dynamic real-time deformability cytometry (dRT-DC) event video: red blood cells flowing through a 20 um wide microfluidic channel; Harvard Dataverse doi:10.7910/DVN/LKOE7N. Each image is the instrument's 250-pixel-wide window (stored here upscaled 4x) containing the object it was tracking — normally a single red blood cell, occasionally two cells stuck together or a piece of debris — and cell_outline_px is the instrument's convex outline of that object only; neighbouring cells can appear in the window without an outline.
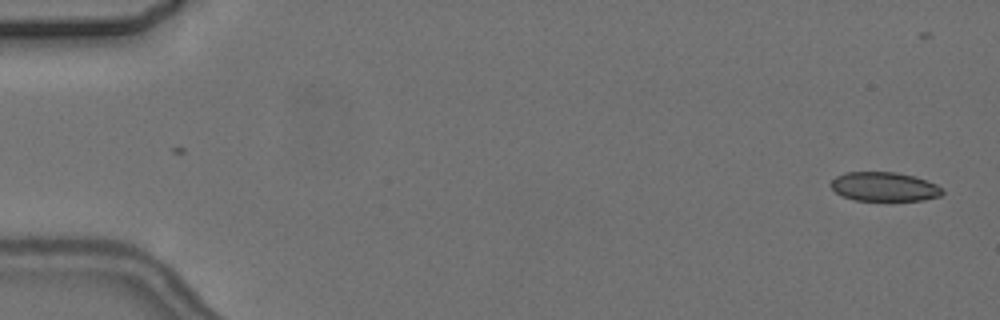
{"species": "common noctule bat (a hibernating species)", "species_latin": "Nyctalus noctula", "temperature_condition": "cold", "stored_images_in_passage": 8, "camera_frame_rate_fps": 3000, "um_per_image_px": 0.085, "animal": {"sex": "female", "body_mass_g": 24.6, "forearm_length_mm": 56.2}, "frame": {"image": 1, "passage_image": 1, "time_ms": 0.0, "image_size_px": [1000, 320], "cell_outline_px": [[944, 192], [940, 196], [924, 200], [856, 200], [840, 196], [828, 184], [836, 176], [844, 172], [896, 172], [912, 176], [936, 184], [944, 188]], "centroid_in_image_um": [75.14, 15.87], "position_along_channel_um": 9.9, "area_um2": 18.96}}
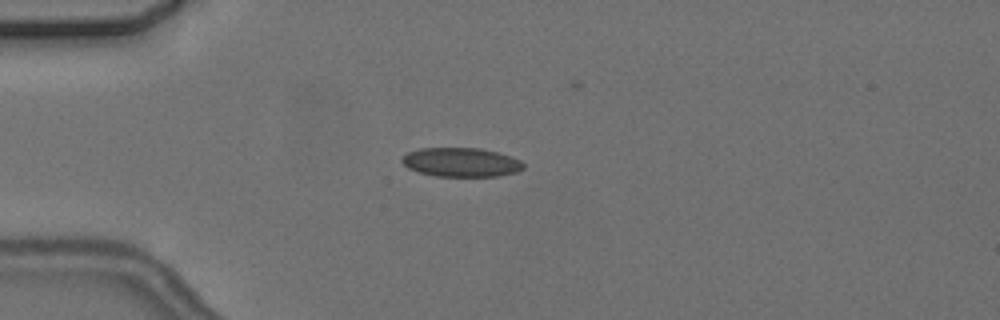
{"frame": {"image": 2, "passage_image": 4, "time_ms": 4.333, "image_size_px": [1000, 320], "cell_outline_px": [[524, 168], [516, 172], [496, 176], [436, 176], [420, 172], [408, 168], [400, 160], [400, 156], [408, 152], [420, 148], [480, 148], [512, 156], [520, 160], [524, 164]], "centroid_in_image_um": [39.18, 13.78], "position_along_channel_um": 45.8, "area_um2": 20.58}}
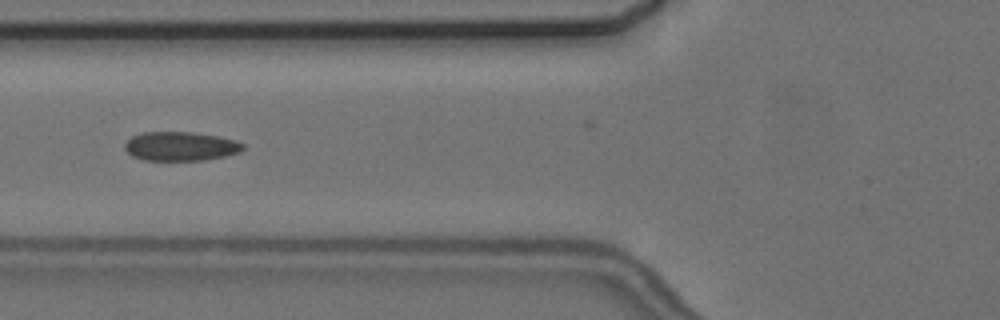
{"frame": {"image": 3, "passage_image": 6, "time_ms": 6.667, "image_size_px": [1000, 320], "cell_outline_px": [[244, 148], [240, 152], [224, 156], [204, 160], [144, 160], [132, 156], [124, 148], [124, 144], [132, 136], [144, 132], [192, 132], [220, 136], [236, 140], [244, 144]], "centroid_in_image_um": [15.36, 12.43], "position_along_channel_um": 110.4, "area_um2": 20.06}}